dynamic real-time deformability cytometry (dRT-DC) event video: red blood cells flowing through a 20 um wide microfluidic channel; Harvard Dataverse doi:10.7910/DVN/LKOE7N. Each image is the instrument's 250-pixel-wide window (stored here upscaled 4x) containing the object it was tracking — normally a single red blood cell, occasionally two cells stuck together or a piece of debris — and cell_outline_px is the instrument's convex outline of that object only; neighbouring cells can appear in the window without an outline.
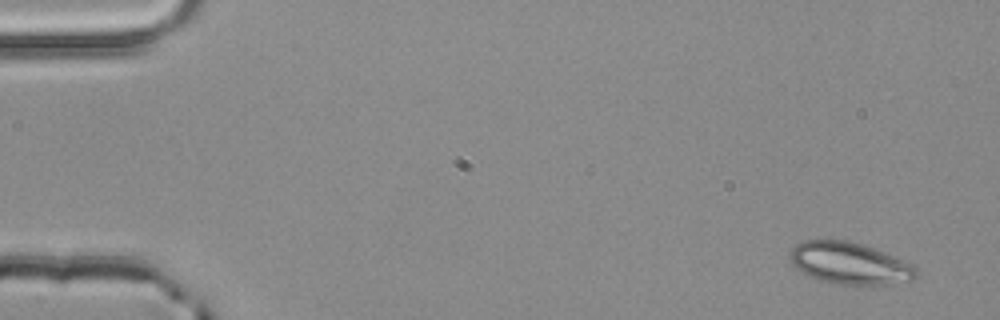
{"species": "common noctule bat (a hibernating species)", "species_latin": "Nyctalus noctula", "temperature_condition": "room temperature", "stored_images_in_passage": 3, "camera_frame_rate_fps": 3000, "um_per_image_px": 0.085, "animal": {"sex": "male", "body_mass_g": 20.4}, "frame": {"image": 1, "passage_image": 1, "time_ms": 0.0, "image_size_px": [1000, 320], "cell_outline_px": [[916, 276], [912, 280], [892, 284], [840, 284], [820, 280], [796, 268], [792, 264], [788, 256], [792, 248], [800, 240], [848, 240], [864, 244], [884, 252], [912, 264], [916, 268]], "centroid_in_image_um": [72.2, 22.36], "position_along_channel_um": 12.8, "area_um2": 30.63}}